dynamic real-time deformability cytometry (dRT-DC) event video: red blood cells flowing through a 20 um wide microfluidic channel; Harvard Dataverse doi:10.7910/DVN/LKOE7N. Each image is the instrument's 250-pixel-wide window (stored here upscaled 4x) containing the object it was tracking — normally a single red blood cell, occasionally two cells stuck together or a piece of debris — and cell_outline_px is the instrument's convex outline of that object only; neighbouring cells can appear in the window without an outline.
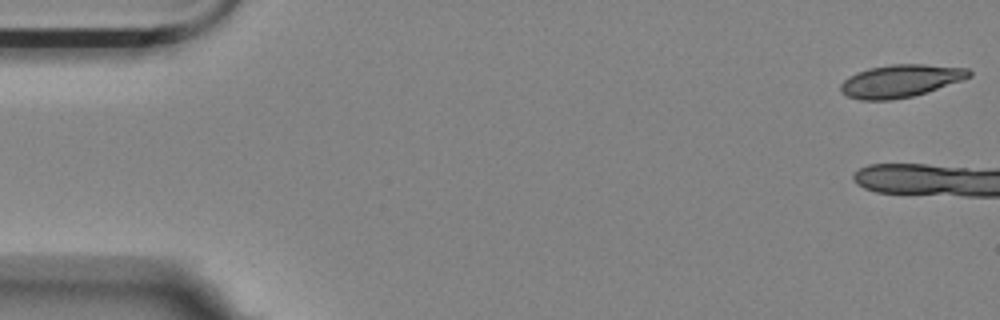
{"species": "Egyptian fruit bat (a non-hibernating species)", "species_latin": "Rousettus aegyptiacus", "temperature_condition": "room temperature", "stored_images_in_passage": 8, "camera_frame_rate_fps": 3000, "um_per_image_px": 0.085, "animal": {"sex": "female"}, "frame": {"image": 1, "passage_image": 1, "time_ms": 0.0, "image_size_px": [1000, 320], "cell_outline_px": [[972, 76], [912, 96], [888, 100], [860, 100], [848, 96], [840, 92], [840, 84], [848, 76], [856, 72], [868, 68], [892, 64], [924, 64], [968, 68], [972, 72]], "centroid_in_image_um": [76.49, 6.86], "position_along_channel_um": 8.5, "area_um2": 24.22}}